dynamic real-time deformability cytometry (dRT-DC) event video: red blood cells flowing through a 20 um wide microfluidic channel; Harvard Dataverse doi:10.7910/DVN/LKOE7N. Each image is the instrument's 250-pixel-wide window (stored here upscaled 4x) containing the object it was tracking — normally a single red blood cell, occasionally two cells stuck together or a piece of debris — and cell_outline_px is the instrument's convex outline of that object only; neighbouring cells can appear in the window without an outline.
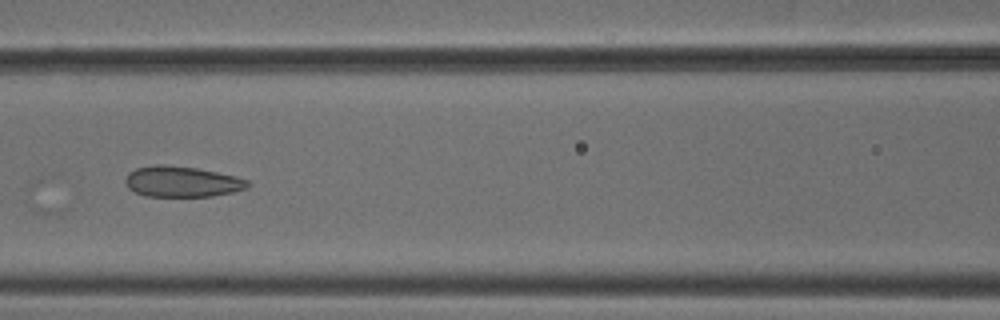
{"species": "common noctule bat (a hibernating species)", "species_latin": "Nyctalus noctula", "temperature_condition": "cold", "stored_images_in_passage": 7, "camera_frame_rate_fps": 3000, "um_per_image_px": 0.085, "animal": {"sex": "male", "body_mass_g": 18.8}, "frame": {"image": 1, "passage_image": 7, "time_ms": 2.0, "image_size_px": [1000, 320], "cell_outline_px": [[252, 184], [248, 188], [232, 192], [212, 196], [144, 196], [128, 188], [124, 184], [124, 180], [128, 172], [136, 168], [156, 164], [164, 164], [196, 168], [236, 176], [248, 180]], "centroid_in_image_um": [15.45, 15.43], "position_along_channel_um": 151.1, "area_um2": 22.08}}